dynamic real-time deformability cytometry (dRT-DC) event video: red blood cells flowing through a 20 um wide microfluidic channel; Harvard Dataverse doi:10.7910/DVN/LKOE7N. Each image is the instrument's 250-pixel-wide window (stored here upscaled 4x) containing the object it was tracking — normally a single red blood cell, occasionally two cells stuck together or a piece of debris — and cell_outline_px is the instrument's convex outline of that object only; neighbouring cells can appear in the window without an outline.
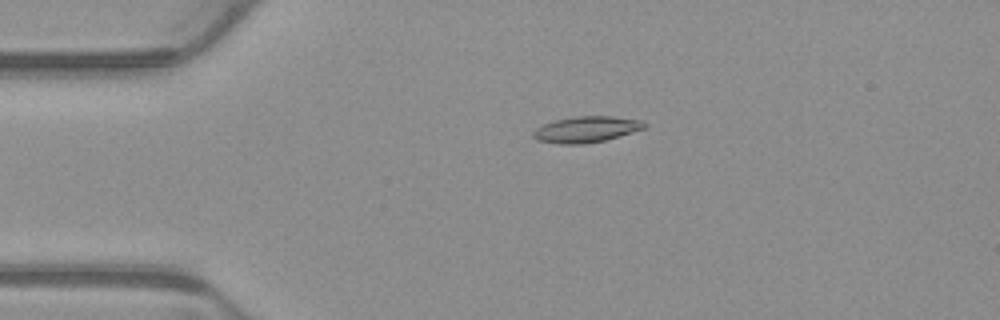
{"species": "common noctule bat (a hibernating species)", "species_latin": "Nyctalus noctula", "temperature_condition": "warm", "stored_images_in_passage": 5, "camera_frame_rate_fps": 3000, "um_per_image_px": 0.085, "animal": {"sex": "male", "body_mass_g": 23.1, "forearm_length_mm": 52.7}, "frame": {"image": 1, "passage_image": 4, "time_ms": 1.0, "image_size_px": [1000, 320], "cell_outline_px": [[648, 124], [644, 128], [632, 132], [604, 140], [584, 144], [560, 144], [536, 140], [532, 136], [532, 132], [536, 128], [544, 124], [556, 120], [576, 116], [612, 116], [644, 120]], "centroid_in_image_um": [49.84, 10.99], "position_along_channel_um": 35.2, "area_um2": 16.88}}